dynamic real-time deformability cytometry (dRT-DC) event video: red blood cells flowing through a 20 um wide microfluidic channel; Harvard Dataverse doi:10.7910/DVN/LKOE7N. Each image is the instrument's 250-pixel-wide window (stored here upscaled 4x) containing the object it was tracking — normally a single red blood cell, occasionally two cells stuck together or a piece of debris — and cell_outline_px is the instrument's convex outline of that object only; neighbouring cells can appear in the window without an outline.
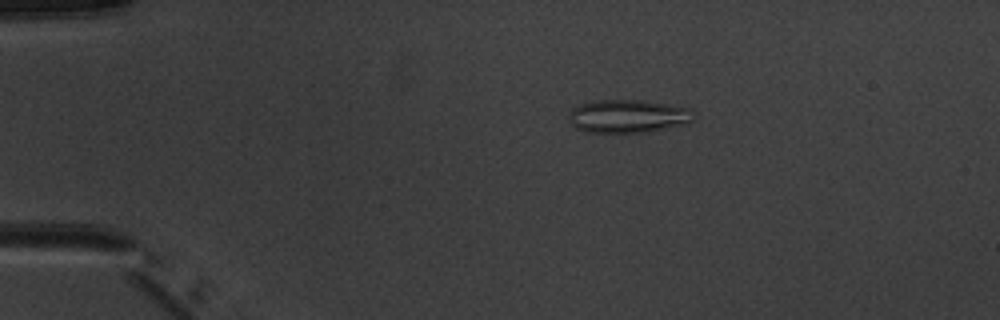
{"species": "common noctule bat (a hibernating species)", "species_latin": "Nyctalus noctula", "temperature_condition": "warm", "stored_images_in_passage": 6, "camera_frame_rate_fps": 3000, "um_per_image_px": 0.085, "animal": {"sex": "male", "body_mass_g": 20.1, "forearm_length_mm": 53.5}, "frame": {"image": 1, "passage_image": 3, "time_ms": 3.333, "image_size_px": [1000, 320], "cell_outline_px": [[692, 120], [688, 124], [652, 132], [584, 132], [576, 128], [572, 124], [568, 116], [572, 108], [580, 104], [600, 100], [640, 100], [692, 108]], "centroid_in_image_um": [53.4, 9.89], "position_along_channel_um": 31.6, "area_um2": 24.22}}
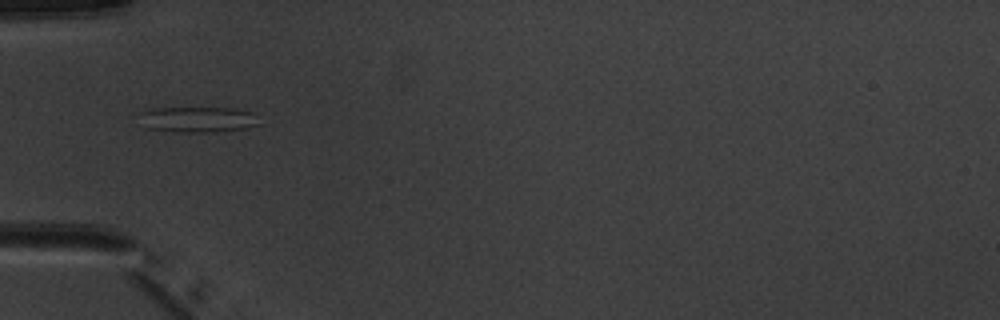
{"frame": {"image": 2, "passage_image": 5, "time_ms": 5.667, "image_size_px": [1000, 320], "cell_outline_px": [[260, 124], [244, 128], [216, 132], [172, 132], [148, 128], [140, 112], [152, 108], [236, 108], [252, 112]], "centroid_in_image_um": [16.86, 10.15], "position_along_channel_um": 68.1, "area_um2": 17.69}}
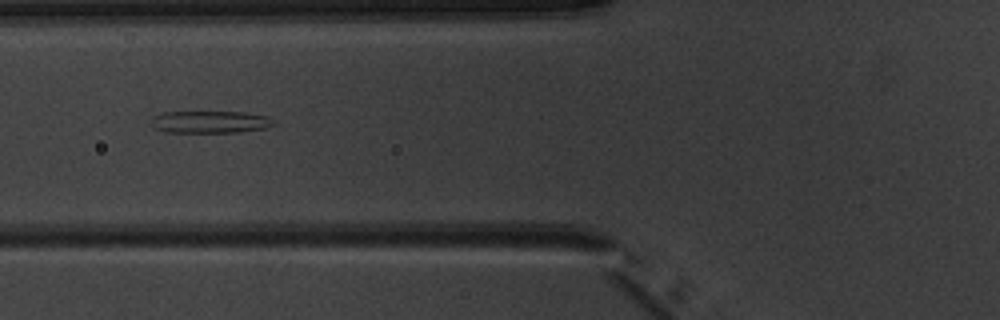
{"frame": {"image": 3, "passage_image": 6, "time_ms": 6.667, "image_size_px": [1000, 320], "cell_outline_px": [[276, 124], [264, 128], [240, 132], [164, 132], [152, 128], [152, 116], [164, 112], [244, 112], [268, 116]], "centroid_in_image_um": [17.83, 10.36], "position_along_channel_um": 108.0, "area_um2": 15.9}}